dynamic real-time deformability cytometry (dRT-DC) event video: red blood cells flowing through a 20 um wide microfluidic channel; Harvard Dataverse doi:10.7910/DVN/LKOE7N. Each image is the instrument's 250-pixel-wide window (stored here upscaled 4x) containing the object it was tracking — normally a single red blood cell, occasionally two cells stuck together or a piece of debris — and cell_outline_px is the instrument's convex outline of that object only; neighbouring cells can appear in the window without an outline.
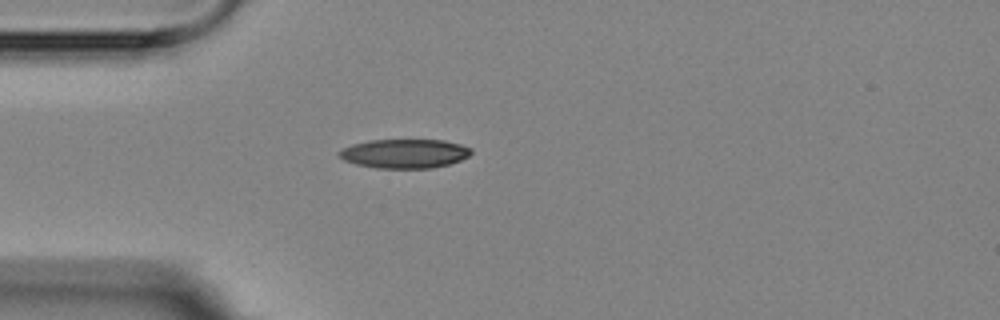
{"species": "Egyptian fruit bat (a non-hibernating species)", "species_latin": "Rousettus aegyptiacus", "temperature_condition": "room temperature", "stored_images_in_passage": 1, "camera_frame_rate_fps": 3000, "um_per_image_px": 0.085, "animal": {"sex": "female"}, "frame": {"image": 1, "passage_image": 1, "time_ms": 0.0, "image_size_px": [1000, 320], "cell_outline_px": [[472, 152], [468, 156], [460, 160], [448, 164], [432, 168], [376, 168], [356, 164], [344, 160], [336, 152], [352, 144], [368, 140], [444, 140], [460, 144], [472, 148]], "centroid_in_image_um": [34.38, 13.05], "position_along_channel_um": 50.6, "area_um2": 22.37}}